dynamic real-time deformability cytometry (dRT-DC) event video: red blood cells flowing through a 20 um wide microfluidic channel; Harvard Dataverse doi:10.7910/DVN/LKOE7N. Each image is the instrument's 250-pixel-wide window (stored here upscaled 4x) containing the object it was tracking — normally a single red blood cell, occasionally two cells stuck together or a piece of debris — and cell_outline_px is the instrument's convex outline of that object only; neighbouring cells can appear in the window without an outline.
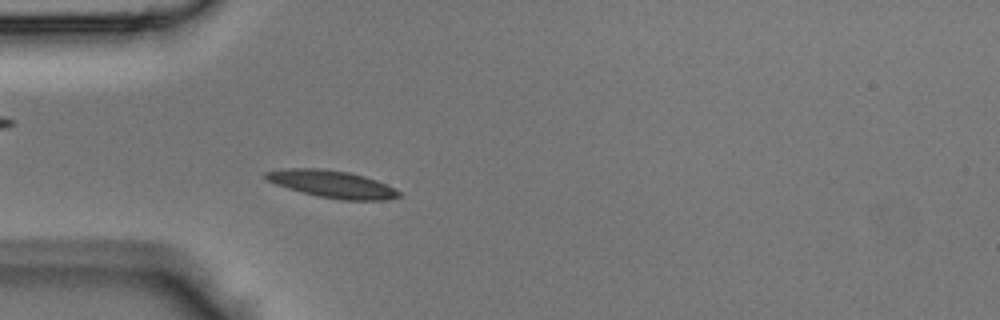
{"species": "Egyptian fruit bat (a non-hibernating species)", "species_latin": "Rousettus aegyptiacus", "temperature_condition": "room temperature", "stored_images_in_passage": 42, "camera_frame_rate_fps": 3000, "um_per_image_px": 0.085, "animal": {"sex": "male"}, "frame": {"image": 1, "passage_image": 11, "time_ms": 3.333, "image_size_px": [1000, 320], "cell_outline_px": [[400, 196], [388, 200], [344, 200], [320, 196], [288, 188], [276, 184], [260, 176], [264, 172], [288, 168], [320, 168], [348, 172], [364, 176], [376, 180], [400, 192]], "centroid_in_image_um": [28.19, 15.64], "position_along_channel_um": 56.8, "area_um2": 20.87}}
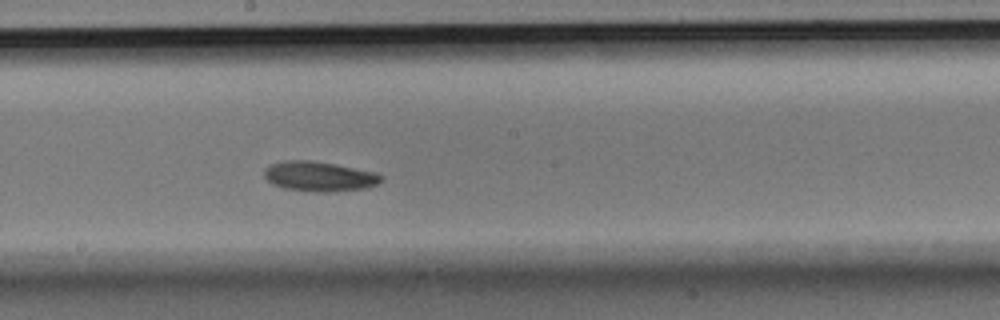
{"frame": {"image": 2, "passage_image": 22, "time_ms": 7.0, "image_size_px": [1000, 320], "cell_outline_px": [[384, 180], [368, 188], [328, 192], [316, 192], [284, 188], [272, 184], [264, 176], [264, 168], [268, 164], [284, 160], [312, 160], [336, 164], [380, 172], [384, 176]], "centroid_in_image_um": [27.18, 14.98], "position_along_channel_um": 221.0, "area_um2": 20.87}}
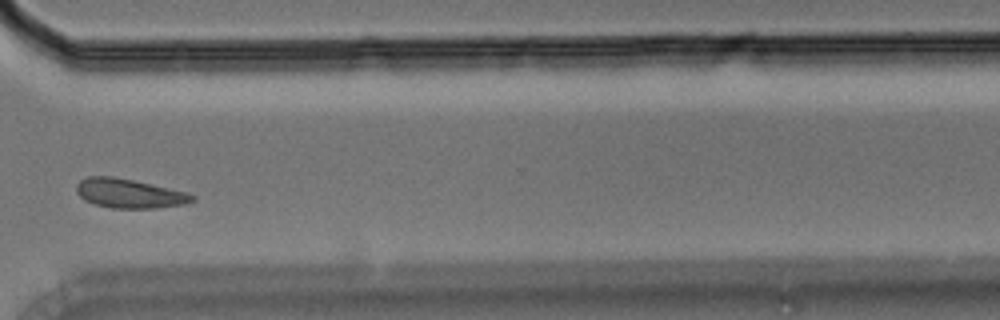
{"frame": {"image": 3, "passage_image": 31, "time_ms": 10.0, "image_size_px": [1000, 320], "cell_outline_px": [[196, 200], [184, 204], [156, 208], [112, 208], [96, 204], [84, 200], [76, 192], [76, 184], [80, 180], [88, 176], [112, 176], [132, 180], [188, 192], [196, 196]], "centroid_in_image_um": [10.99, 16.44], "position_along_channel_um": 359.6, "area_um2": 19.71}}